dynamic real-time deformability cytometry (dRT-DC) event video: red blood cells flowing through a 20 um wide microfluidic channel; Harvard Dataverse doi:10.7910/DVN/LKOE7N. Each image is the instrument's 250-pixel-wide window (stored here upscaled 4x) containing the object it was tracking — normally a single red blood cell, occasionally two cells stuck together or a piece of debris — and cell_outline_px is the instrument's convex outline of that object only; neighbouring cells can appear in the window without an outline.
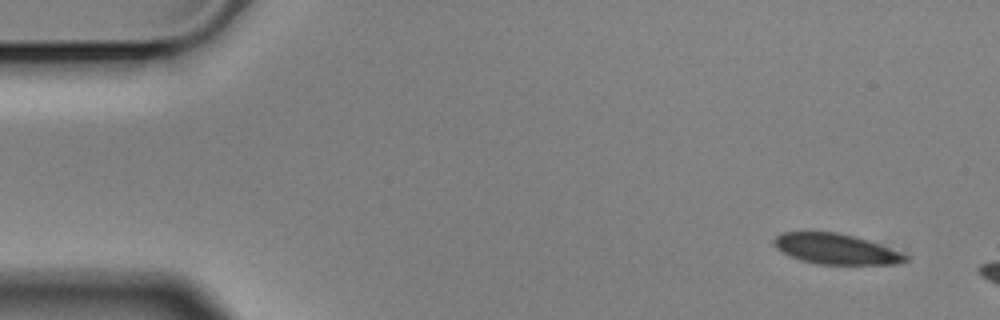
{"species": "Egyptian fruit bat (a non-hibernating species)", "species_latin": "Rousettus aegyptiacus", "temperature_condition": "cold", "stored_images_in_passage": 3, "camera_frame_rate_fps": 3000, "um_per_image_px": 0.085, "animal": {"sex": "male"}, "frame": {"image": 1, "passage_image": 1, "time_ms": 0.0, "image_size_px": [1000, 320], "cell_outline_px": [[908, 260], [892, 264], [820, 264], [800, 260], [776, 248], [772, 244], [772, 240], [780, 232], [836, 232], [852, 236], [900, 252], [908, 256]], "centroid_in_image_um": [70.97, 21.16], "position_along_channel_um": 14.0, "area_um2": 22.77}}